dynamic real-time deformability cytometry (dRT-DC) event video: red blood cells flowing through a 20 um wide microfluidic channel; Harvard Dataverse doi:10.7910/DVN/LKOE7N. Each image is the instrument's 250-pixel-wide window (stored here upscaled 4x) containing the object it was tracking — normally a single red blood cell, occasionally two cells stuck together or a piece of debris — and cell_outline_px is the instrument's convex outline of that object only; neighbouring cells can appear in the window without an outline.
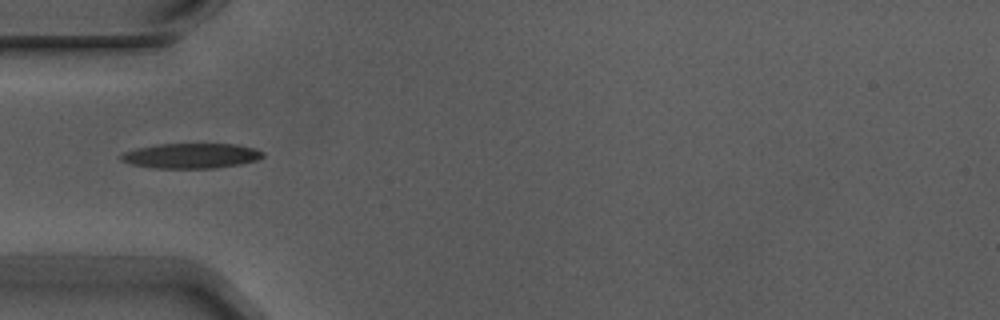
{"species": "Egyptian fruit bat (a non-hibernating species)", "species_latin": "Rousettus aegyptiacus", "temperature_condition": "warm", "stored_images_in_passage": 3, "camera_frame_rate_fps": 3000, "um_per_image_px": 0.085, "animal": {"sex": "male"}, "frame": {"image": 1, "passage_image": 1, "time_ms": 0.0, "image_size_px": [1000, 320], "cell_outline_px": [[264, 156], [256, 160], [240, 164], [216, 168], [152, 168], [132, 164], [120, 160], [120, 156], [124, 152], [136, 148], [160, 144], [236, 144], [252, 148], [264, 152]], "centroid_in_image_um": [16.24, 13.24], "position_along_channel_um": 68.8, "area_um2": 20.63}}
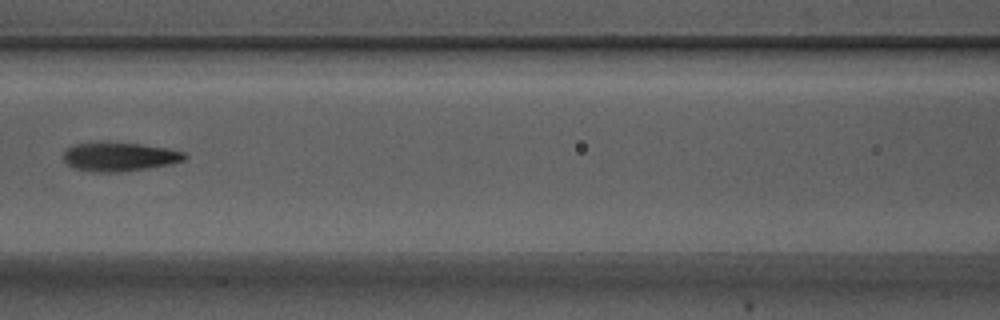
{"frame": {"image": 2, "passage_image": 3, "time_ms": 0.667, "image_size_px": [1000, 320], "cell_outline_px": [[188, 156], [184, 160], [168, 164], [148, 168], [120, 172], [92, 172], [72, 168], [64, 160], [64, 152], [68, 148], [76, 144], [104, 140], [140, 144], [164, 148], [184, 152]], "centroid_in_image_um": [10.1, 13.31], "position_along_channel_um": 156.5, "area_um2": 20.63}}